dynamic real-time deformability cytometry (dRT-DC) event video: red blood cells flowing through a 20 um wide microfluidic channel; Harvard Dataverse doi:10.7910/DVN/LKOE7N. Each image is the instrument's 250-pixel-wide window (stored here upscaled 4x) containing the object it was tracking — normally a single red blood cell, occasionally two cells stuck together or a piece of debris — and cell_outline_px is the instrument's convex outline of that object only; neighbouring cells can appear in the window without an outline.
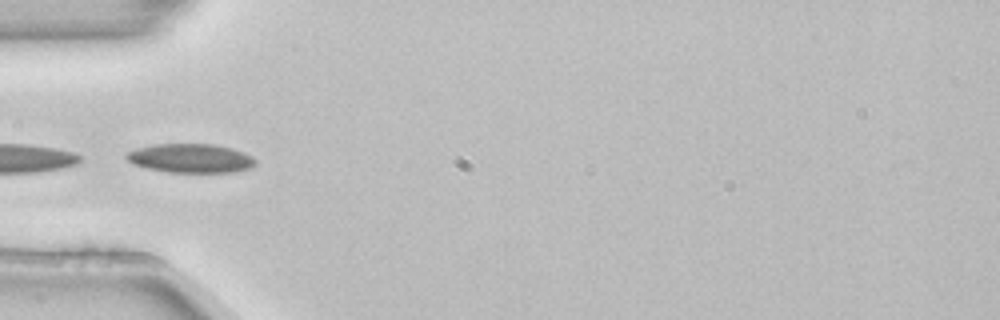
{"species": "common noctule bat (a hibernating species)", "species_latin": "Nyctalus noctula", "temperature_condition": "room temperature", "stored_images_in_passage": 6, "camera_frame_rate_fps": 3000, "um_per_image_px": 0.085, "animal": {"sex": "female", "body_mass_g": 22.7, "forearm_length_mm": 54.2}, "frame": {"image": 1, "passage_image": 5, "time_ms": 1.333, "image_size_px": [1000, 320], "cell_outline_px": [[256, 164], [252, 168], [236, 172], [168, 172], [148, 168], [132, 164], [124, 156], [128, 152], [136, 148], [152, 144], [212, 144], [232, 148], [244, 152], [252, 156], [256, 160]], "centroid_in_image_um": [16.23, 13.45], "position_along_channel_um": 68.8, "area_um2": 21.96}}